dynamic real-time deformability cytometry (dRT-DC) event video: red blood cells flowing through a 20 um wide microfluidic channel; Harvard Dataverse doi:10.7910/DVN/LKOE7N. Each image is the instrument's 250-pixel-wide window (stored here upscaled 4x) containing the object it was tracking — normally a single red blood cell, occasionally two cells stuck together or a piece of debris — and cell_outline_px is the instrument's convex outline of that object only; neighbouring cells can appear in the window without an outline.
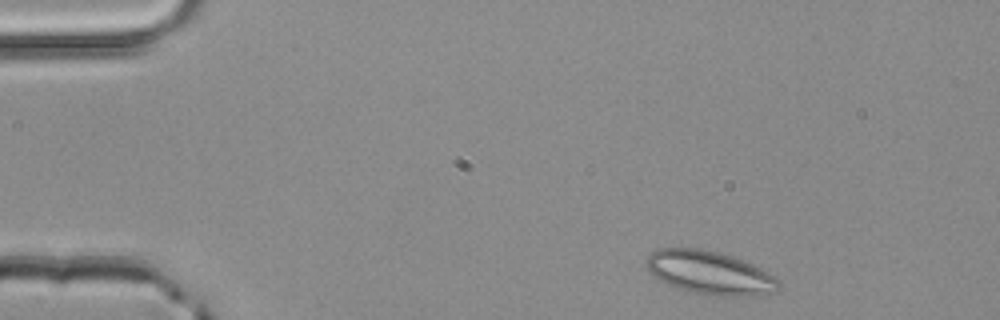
{"species": "common noctule bat (a hibernating species)", "species_latin": "Nyctalus noctula", "temperature_condition": "room temperature", "stored_images_in_passage": 3, "camera_frame_rate_fps": 3000, "um_per_image_px": 0.085, "animal": {"sex": "male", "body_mass_g": 20.4}, "frame": {"image": 1, "passage_image": 1, "time_ms": 0.0, "image_size_px": [1000, 320], "cell_outline_px": [[776, 292], [748, 296], [720, 296], [692, 292], [676, 288], [652, 276], [648, 272], [644, 260], [652, 252], [660, 248], [700, 248], [732, 256], [752, 264], [768, 272], [776, 280]], "centroid_in_image_um": [60.24, 23.17], "position_along_channel_um": 24.8, "area_um2": 33.18}}